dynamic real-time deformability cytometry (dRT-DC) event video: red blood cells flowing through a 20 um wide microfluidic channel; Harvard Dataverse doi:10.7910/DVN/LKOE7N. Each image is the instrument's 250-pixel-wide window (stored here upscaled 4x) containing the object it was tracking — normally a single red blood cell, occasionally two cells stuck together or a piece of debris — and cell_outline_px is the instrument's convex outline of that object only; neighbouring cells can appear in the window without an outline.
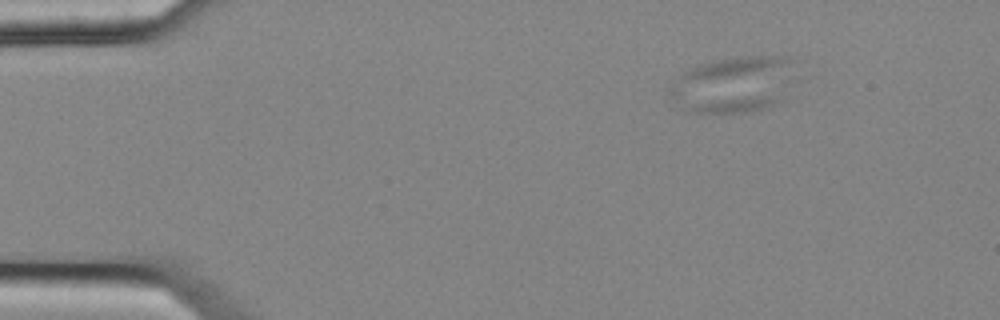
{"species": "common noctule bat (a hibernating species)", "species_latin": "Nyctalus noctula", "temperature_condition": "cold", "stored_images_in_passage": 10, "camera_frame_rate_fps": 3000, "um_per_image_px": 0.085, "animal": {"sex": "female", "body_mass_g": 25.1}, "frame": {"image": 1, "passage_image": 2, "time_ms": 0.333, "image_size_px": [1000, 320], "cell_outline_px": [[792, 60], [780, 100], [772, 104], [760, 108], [744, 112], [696, 112], [684, 108], [668, 92], [680, 76], [684, 72], [696, 64], [716, 60], [740, 56], [792, 56]], "centroid_in_image_um": [62.27, 7.15], "position_along_channel_um": 22.7, "area_um2": 39.3}}
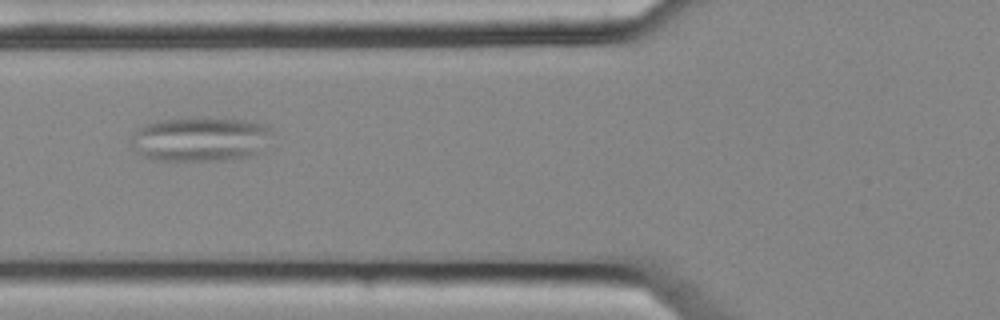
{"frame": {"image": 2, "passage_image": 6, "time_ms": 1.667, "image_size_px": [1000, 320], "cell_outline_px": [[272, 132], [264, 152], [252, 156], [224, 160], [156, 160], [144, 156], [136, 152], [132, 148], [128, 140], [136, 128], [144, 124], [156, 120], [204, 116], [208, 116], [244, 120], [264, 124], [272, 128]], "centroid_in_image_um": [17.02, 11.8], "position_along_channel_um": 108.8, "area_um2": 37.74}}
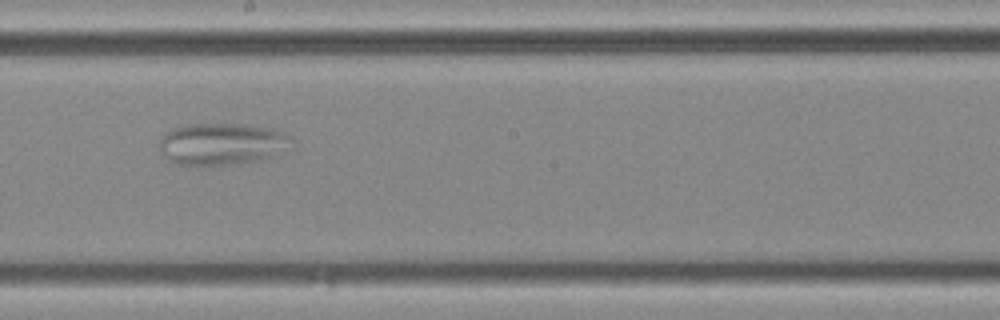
{"frame": {"image": 3, "passage_image": 9, "time_ms": 2.667, "image_size_px": [1000, 320], "cell_outline_px": [[296, 140], [292, 148], [276, 156], [260, 160], [240, 164], [180, 164], [168, 160], [164, 156], [156, 144], [172, 128], [192, 124], [244, 124], [272, 128], [284, 132], [292, 136]], "centroid_in_image_um": [18.98, 12.23], "position_along_channel_um": 229.2, "area_um2": 32.77}}